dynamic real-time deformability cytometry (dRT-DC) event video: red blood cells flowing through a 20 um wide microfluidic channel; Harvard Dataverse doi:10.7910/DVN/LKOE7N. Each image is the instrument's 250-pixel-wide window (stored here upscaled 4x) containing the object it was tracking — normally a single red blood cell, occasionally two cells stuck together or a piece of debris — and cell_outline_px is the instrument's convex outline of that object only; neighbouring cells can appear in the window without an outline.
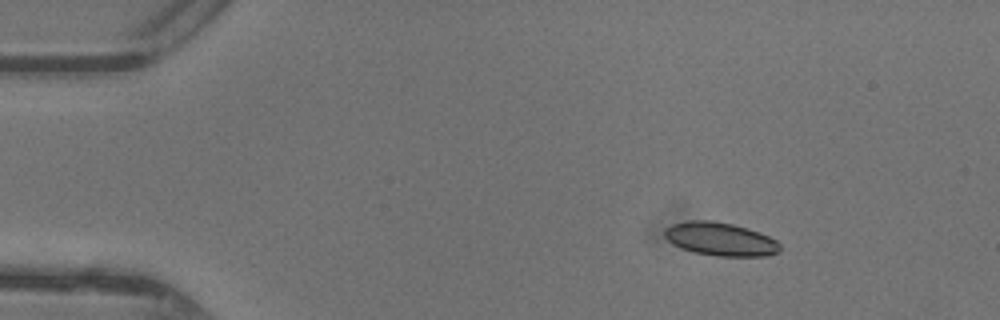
{"species": "common noctule bat (a hibernating species)", "species_latin": "Nyctalus noctula", "temperature_condition": "warm", "stored_images_in_passage": 16, "camera_frame_rate_fps": 3000, "um_per_image_px": 0.085, "animal": {"sex": "female"}, "frame": {"image": 1, "passage_image": 7, "time_ms": 2.0, "image_size_px": [1000, 320], "cell_outline_px": [[780, 252], [764, 256], [716, 256], [692, 252], [680, 248], [672, 244], [664, 236], [664, 228], [672, 224], [692, 220], [712, 220], [732, 224], [748, 228], [760, 232], [776, 240], [780, 244]], "centroid_in_image_um": [61.22, 20.32], "position_along_channel_um": 23.8, "area_um2": 22.6}}
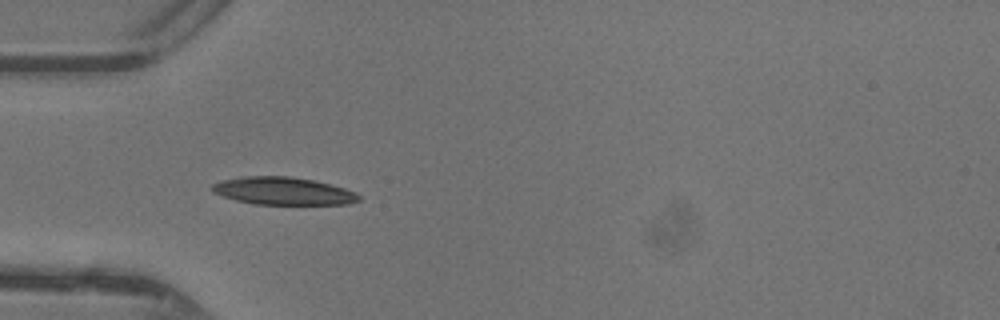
{"frame": {"image": 2, "passage_image": 15, "time_ms": 4.667, "image_size_px": [1000, 320], "cell_outline_px": [[360, 200], [348, 204], [256, 204], [236, 200], [212, 192], [212, 184], [224, 180], [244, 176], [288, 176], [312, 180], [344, 188], [356, 192], [360, 196]], "centroid_in_image_um": [24.08, 16.24], "position_along_channel_um": 60.9, "area_um2": 23.35}}